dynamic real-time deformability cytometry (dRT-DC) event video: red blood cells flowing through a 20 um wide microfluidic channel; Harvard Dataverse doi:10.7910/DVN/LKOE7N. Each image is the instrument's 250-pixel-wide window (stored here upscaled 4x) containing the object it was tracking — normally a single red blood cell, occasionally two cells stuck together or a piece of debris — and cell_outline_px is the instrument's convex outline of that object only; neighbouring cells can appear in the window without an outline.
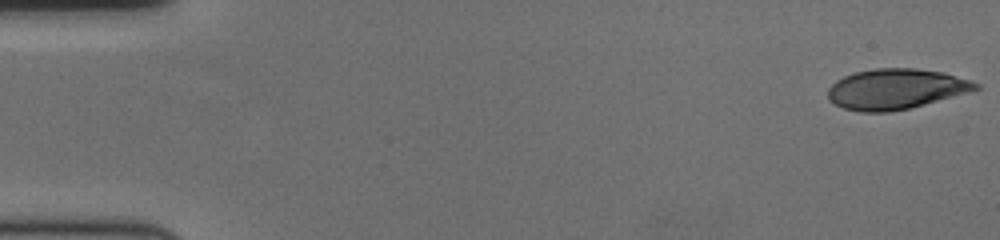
{"species": "human", "species_latin": "Homo sapiens", "temperature_condition": "cold", "stored_images_in_passage": 58, "camera_frame_rate_fps": 3000, "um_per_image_px": 0.085, "donor": {"sex": "female"}, "frame": {"image": 1, "passage_image": 1, "time_ms": 0.0, "image_size_px": [1000, 240], "cell_outline_px": [[980, 88], [908, 108], [888, 112], [860, 112], [844, 108], [836, 104], [828, 96], [828, 88], [836, 80], [844, 76], [856, 72], [876, 68], [912, 68], [940, 72], [968, 80], [980, 84]], "centroid_in_image_um": [76.08, 7.56], "position_along_channel_um": 8.9, "area_um2": 33.93}}
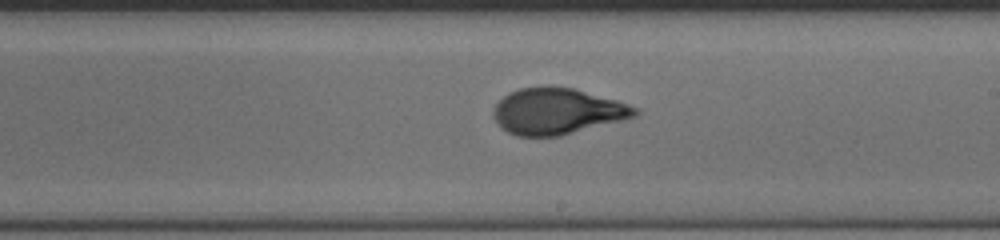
{"frame": {"image": 2, "passage_image": 34, "time_ms": 11.0, "image_size_px": [1000, 240], "cell_outline_px": [[640, 112], [636, 116], [560, 136], [516, 136], [500, 128], [492, 116], [492, 108], [508, 92], [520, 88], [548, 84], [572, 88], [616, 100], [636, 108]], "centroid_in_image_um": [47.29, 9.44], "position_along_channel_um": 241.7, "area_um2": 38.26}}
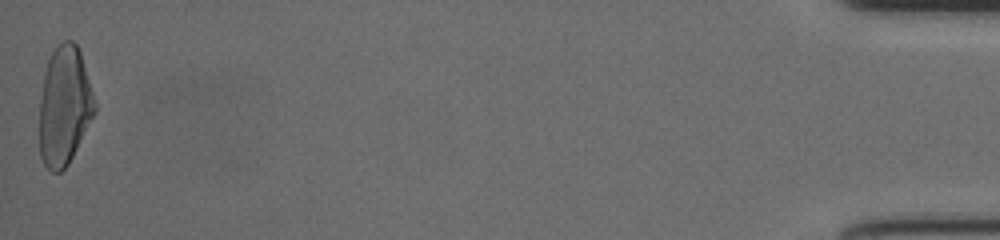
{"frame": {"image": 3, "passage_image": 58, "time_ms": 19.0, "image_size_px": [1000, 240], "cell_outline_px": [[96, 112], [68, 164], [60, 172], [52, 172], [44, 164], [40, 156], [40, 100], [44, 72], [48, 60], [52, 52], [64, 40], [72, 40], [76, 44], [80, 52], [96, 104]], "centroid_in_image_um": [5.47, 9.01], "position_along_channel_um": 429.7, "area_um2": 37.97}, "authors_computed_cell_mechanics": {"area_um2": 37.3966, "velocity_mm_per_s": 3.5877, "shape_relaxation_time_tau1_ms": 4.7248, "shape_relaxation_time_tau2_ms": 0.7974, "deformation_change_tau1": 0.2189, "deformation_change_tau2": 0.0637}}